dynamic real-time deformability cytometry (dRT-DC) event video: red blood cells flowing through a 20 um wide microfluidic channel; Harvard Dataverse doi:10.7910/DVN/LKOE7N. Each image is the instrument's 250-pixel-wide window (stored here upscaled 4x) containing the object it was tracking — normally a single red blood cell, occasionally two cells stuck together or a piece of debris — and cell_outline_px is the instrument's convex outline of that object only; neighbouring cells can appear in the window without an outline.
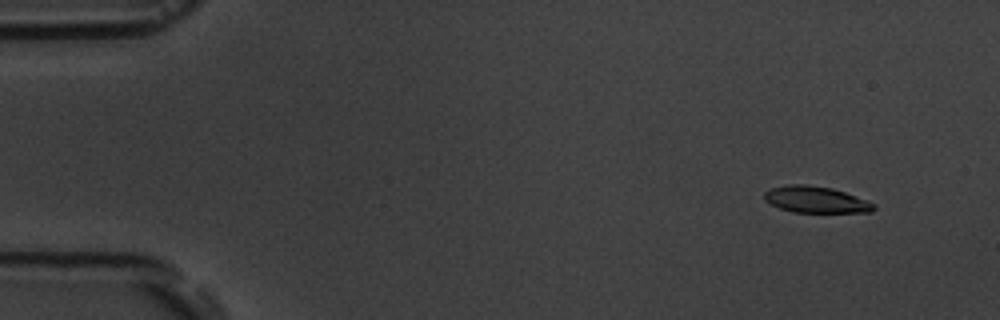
{"species": "common noctule bat (a hibernating species)", "species_latin": "Nyctalus noctula", "temperature_condition": "room temperature", "stored_images_in_passage": 8, "camera_frame_rate_fps": 3000, "um_per_image_px": 0.085, "animal": {"sex": "male", "body_mass_g": 19.5, "forearm_length_mm": 54.6}, "frame": {"image": 1, "passage_image": 2, "time_ms": 1.0, "image_size_px": [1000, 320], "cell_outline_px": [[876, 208], [872, 212], [792, 212], [780, 208], [764, 200], [764, 192], [772, 188], [788, 184], [804, 184], [832, 188], [868, 200], [876, 204]], "centroid_in_image_um": [69.37, 16.97], "position_along_channel_um": 15.6, "area_um2": 16.88}}
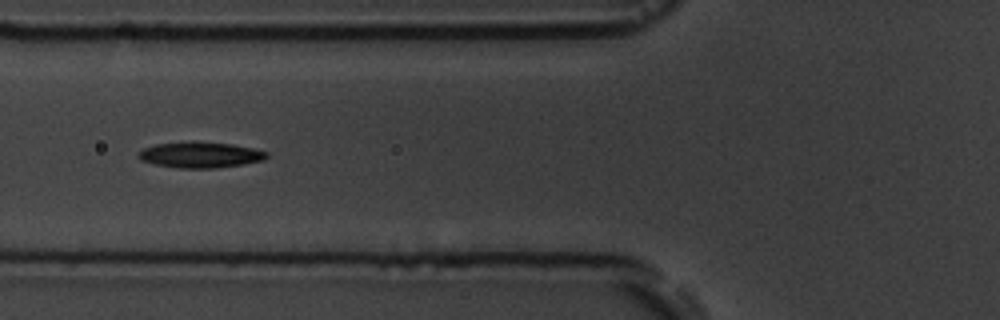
{"frame": {"image": 2, "passage_image": 7, "time_ms": 6.667, "image_size_px": [1000, 320], "cell_outline_px": [[268, 156], [264, 160], [244, 164], [216, 168], [180, 168], [152, 164], [140, 160], [136, 156], [144, 148], [156, 144], [192, 140], [232, 144], [252, 148], [268, 152]], "centroid_in_image_um": [17.01, 13.15], "position_along_channel_um": 108.8, "area_um2": 19.59}}
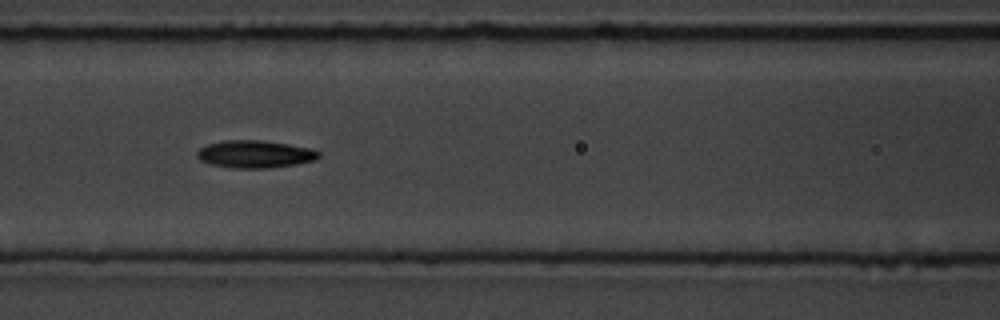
{"frame": {"image": 3, "passage_image": 8, "time_ms": 7.667, "image_size_px": [1000, 320], "cell_outline_px": [[320, 156], [316, 160], [296, 164], [268, 168], [232, 168], [212, 164], [200, 160], [196, 156], [196, 152], [200, 148], [208, 144], [224, 140], [260, 140], [288, 144], [312, 148], [320, 152]], "centroid_in_image_um": [21.69, 13.1], "position_along_channel_um": 144.9, "area_um2": 19.54}}